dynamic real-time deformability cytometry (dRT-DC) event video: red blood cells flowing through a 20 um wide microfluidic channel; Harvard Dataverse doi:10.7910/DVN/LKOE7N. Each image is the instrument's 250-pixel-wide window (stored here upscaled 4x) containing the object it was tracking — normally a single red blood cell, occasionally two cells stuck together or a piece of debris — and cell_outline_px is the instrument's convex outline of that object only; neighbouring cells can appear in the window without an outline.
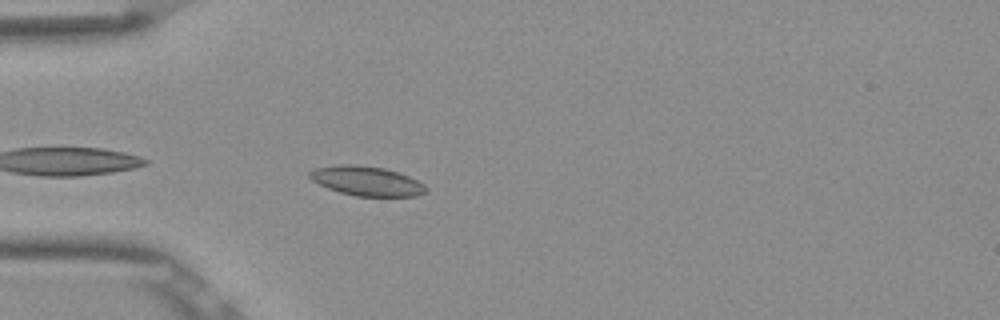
{"species": "Egyptian fruit bat (a non-hibernating species)", "species_latin": "Rousettus aegyptiacus", "temperature_condition": "room temperature", "stored_images_in_passage": 4, "camera_frame_rate_fps": 3000, "um_per_image_px": 0.085, "frame": {"image": 1, "passage_image": 4, "time_ms": 1.0, "image_size_px": [1000, 320], "cell_outline_px": [[428, 188], [424, 192], [416, 196], [356, 196], [340, 192], [328, 188], [312, 180], [308, 176], [308, 172], [316, 168], [336, 164], [356, 164], [384, 168], [408, 176], [424, 184]], "centroid_in_image_um": [31.14, 15.37], "position_along_channel_um": 53.9, "area_um2": 19.88}}